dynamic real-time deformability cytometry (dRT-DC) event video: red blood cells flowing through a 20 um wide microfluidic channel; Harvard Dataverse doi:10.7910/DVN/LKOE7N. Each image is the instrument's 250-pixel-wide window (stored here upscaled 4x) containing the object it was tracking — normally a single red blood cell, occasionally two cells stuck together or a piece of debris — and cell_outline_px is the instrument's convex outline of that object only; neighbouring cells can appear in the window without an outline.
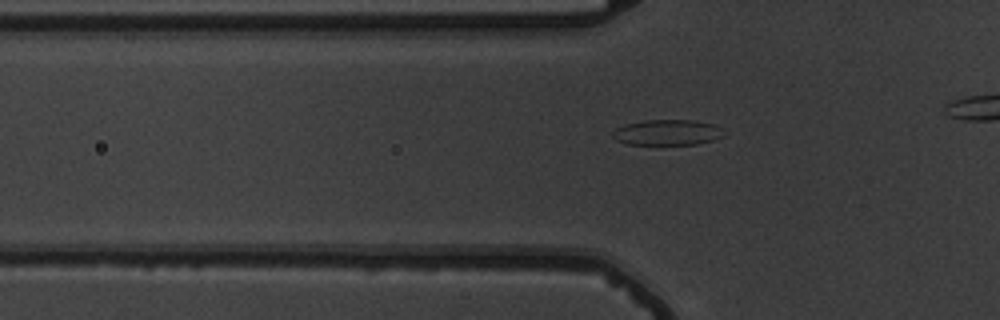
{"species": "common noctule bat (a hibernating species)", "species_latin": "Nyctalus noctula", "temperature_condition": "warm", "stored_images_in_passage": 34, "camera_frame_rate_fps": 3000, "um_per_image_px": 0.085, "animal": {"sex": "male", "body_mass_g": 19.5, "forearm_length_mm": 54.6}, "frame": {"image": 1, "passage_image": 14, "time_ms": 4.333, "image_size_px": [1000, 320], "cell_outline_px": [[720, 136], [712, 140], [696, 144], [628, 144], [616, 140], [612, 136], [612, 132], [616, 128], [624, 124], [644, 120], [696, 120], [712, 124], [720, 128]], "centroid_in_image_um": [56.63, 11.24], "position_along_channel_um": 69.2, "area_um2": 16.3}}
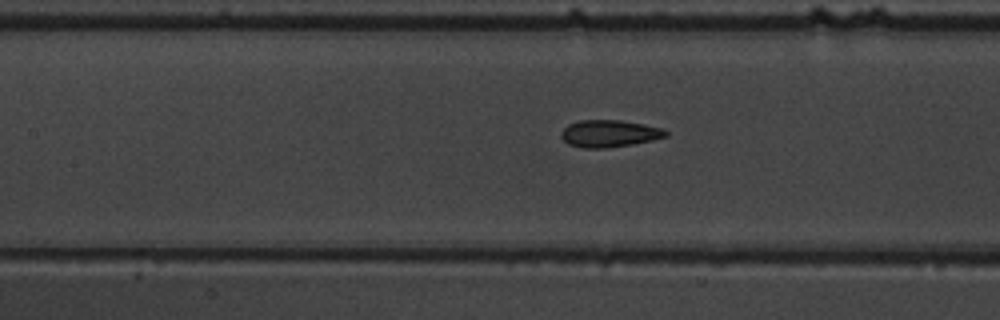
{"frame": {"image": 2, "passage_image": 21, "time_ms": 6.667, "image_size_px": [1000, 320], "cell_outline_px": [[668, 136], [652, 140], [632, 144], [604, 148], [584, 148], [568, 144], [560, 136], [560, 132], [568, 124], [580, 120], [620, 120], [644, 124], [664, 128], [668, 132]], "centroid_in_image_um": [51.79, 11.34], "position_along_channel_um": 155.6, "area_um2": 16.59}}
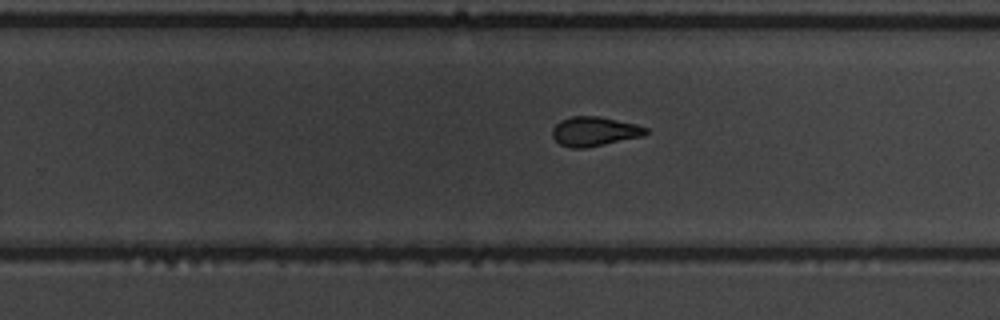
{"frame": {"image": 3, "passage_image": 31, "time_ms": 10.0, "image_size_px": [1000, 320], "cell_outline_px": [[648, 132], [644, 136], [584, 148], [572, 148], [560, 144], [552, 136], [552, 128], [560, 120], [572, 116], [600, 116], [636, 124], [648, 128]], "centroid_in_image_um": [50.53, 11.16], "position_along_channel_um": 279.3, "area_um2": 16.01}}